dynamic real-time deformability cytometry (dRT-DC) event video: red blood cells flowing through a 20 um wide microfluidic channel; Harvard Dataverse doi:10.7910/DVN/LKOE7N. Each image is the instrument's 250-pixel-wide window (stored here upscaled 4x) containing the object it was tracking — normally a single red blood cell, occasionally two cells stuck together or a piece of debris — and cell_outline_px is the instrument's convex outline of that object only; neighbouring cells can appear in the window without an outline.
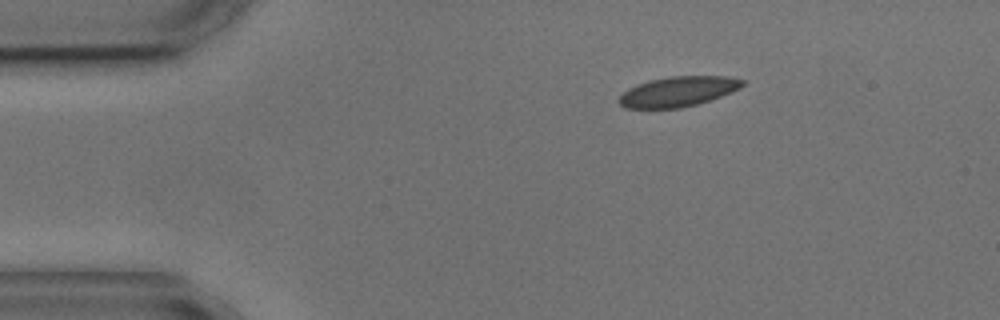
{"species": "common noctule bat (a hibernating species)", "species_latin": "Nyctalus noctula", "temperature_condition": "cold", "stored_images_in_passage": 9, "camera_frame_rate_fps": 3000, "um_per_image_px": 0.085, "animal": {"sex": "male", "body_mass_g": 17.9, "forearm_length_mm": 54.2}, "frame": {"image": 1, "passage_image": 1, "time_ms": 0.0, "image_size_px": [1000, 320], "cell_outline_px": [[744, 84], [740, 88], [720, 96], [696, 104], [680, 108], [624, 108], [616, 100], [628, 88], [636, 84], [648, 80], [668, 76], [728, 76], [744, 80]], "centroid_in_image_um": [57.59, 7.77], "position_along_channel_um": 27.4, "area_um2": 21.62}}
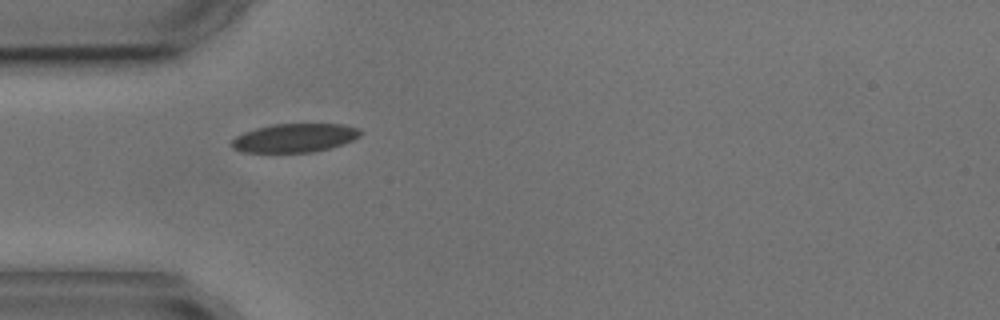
{"frame": {"image": 2, "passage_image": 3, "time_ms": 2.333, "image_size_px": [1000, 320], "cell_outline_px": [[364, 132], [360, 136], [344, 144], [312, 152], [240, 152], [232, 148], [232, 140], [236, 136], [244, 132], [256, 128], [272, 124], [340, 124], [360, 128]], "centroid_in_image_um": [25.06, 11.72], "position_along_channel_um": 59.9, "area_um2": 21.56}}
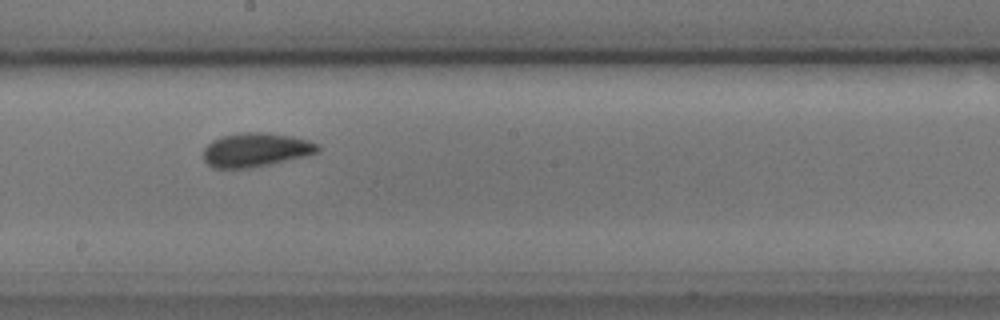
{"frame": {"image": 3, "passage_image": 7, "time_ms": 7.0, "image_size_px": [1000, 320], "cell_outline_px": [[320, 152], [308, 156], [272, 164], [248, 168], [212, 168], [204, 160], [204, 148], [212, 140], [236, 132], [268, 132], [292, 136], [308, 140], [320, 144]], "centroid_in_image_um": [21.79, 12.73], "position_along_channel_um": 226.4, "area_um2": 23.0}}